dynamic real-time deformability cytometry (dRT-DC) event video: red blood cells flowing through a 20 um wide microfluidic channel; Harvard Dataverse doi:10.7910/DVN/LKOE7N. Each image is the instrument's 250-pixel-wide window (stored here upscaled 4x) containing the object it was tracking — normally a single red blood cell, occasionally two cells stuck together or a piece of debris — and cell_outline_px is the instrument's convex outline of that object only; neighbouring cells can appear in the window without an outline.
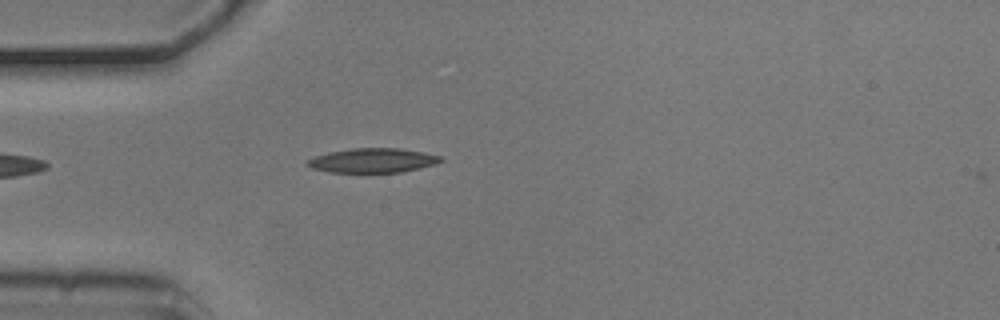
{"species": "common noctule bat (a hibernating species)", "species_latin": "Nyctalus noctula", "temperature_condition": "cold", "stored_images_in_passage": 4, "camera_frame_rate_fps": 3000, "um_per_image_px": 0.085, "animal": {"sex": "male", "body_mass_g": 20.5, "forearm_length_mm": 52.5}, "frame": {"image": 1, "passage_image": 4, "time_ms": 1.0, "image_size_px": [1000, 320], "cell_outline_px": [[444, 160], [436, 164], [400, 172], [328, 172], [312, 168], [304, 164], [304, 160], [328, 152], [352, 148], [400, 148], [424, 152], [444, 156]], "centroid_in_image_um": [31.68, 13.63], "position_along_channel_um": 53.3, "area_um2": 19.13}}